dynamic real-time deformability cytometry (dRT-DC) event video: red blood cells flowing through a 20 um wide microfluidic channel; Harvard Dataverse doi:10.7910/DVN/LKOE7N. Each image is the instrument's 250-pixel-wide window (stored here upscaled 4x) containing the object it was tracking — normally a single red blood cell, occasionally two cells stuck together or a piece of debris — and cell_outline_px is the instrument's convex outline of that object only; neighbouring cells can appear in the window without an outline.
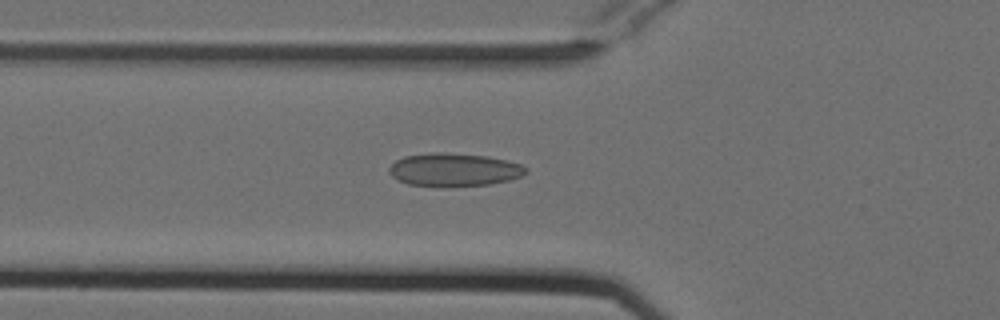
{"species": "Egyptian fruit bat (a non-hibernating species)", "species_latin": "Rousettus aegyptiacus", "temperature_condition": "cold", "stored_images_in_passage": 50, "camera_frame_rate_fps": 3000, "um_per_image_px": 0.085, "animal": {"sex": "female"}, "frame": {"image": 1, "passage_image": 16, "time_ms": 5.0, "image_size_px": [1000, 320], "cell_outline_px": [[528, 172], [520, 176], [508, 180], [488, 184], [408, 184], [392, 176], [388, 172], [388, 168], [396, 160], [404, 156], [432, 152], [440, 152], [488, 156], [508, 160], [520, 164]], "centroid_in_image_um": [38.58, 14.38], "position_along_channel_um": 87.2, "area_um2": 25.43}}
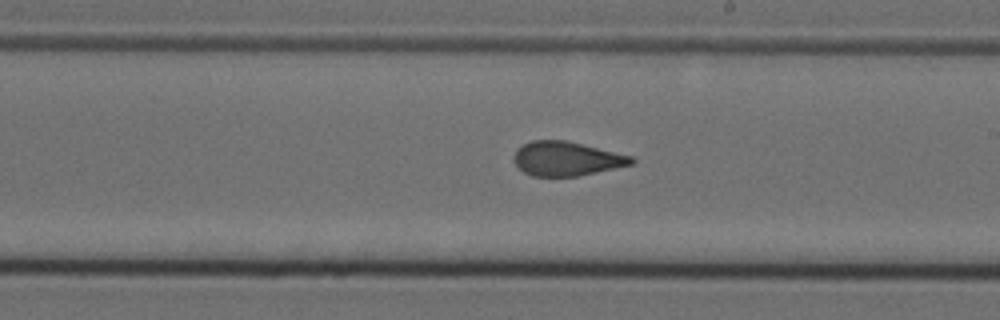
{"frame": {"image": 2, "passage_image": 28, "time_ms": 9.0, "image_size_px": [1000, 320], "cell_outline_px": [[636, 160], [632, 164], [596, 172], [576, 176], [532, 176], [524, 172], [512, 160], [512, 156], [516, 148], [532, 140], [564, 140], [632, 156]], "centroid_in_image_um": [48.1, 13.49], "position_along_channel_um": 240.9, "area_um2": 23.24}}
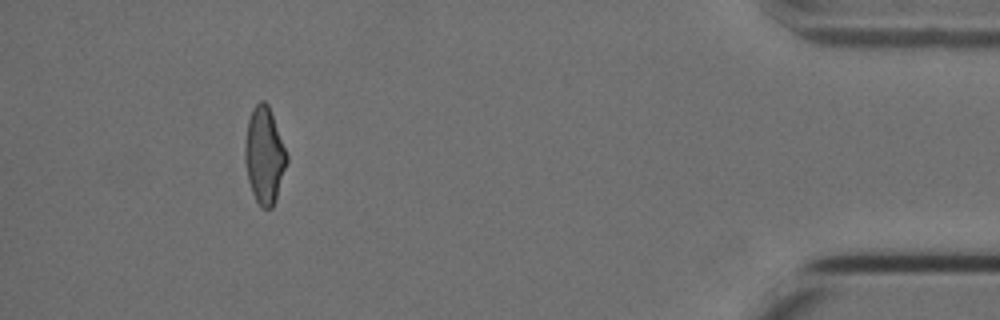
{"frame": {"image": 3, "passage_image": 46, "time_ms": 15.0, "image_size_px": [1000, 320], "cell_outline_px": [[288, 160], [276, 200], [272, 208], [264, 208], [256, 200], [252, 192], [248, 180], [244, 160], [244, 144], [248, 120], [252, 108], [260, 100], [264, 100], [268, 104], [288, 156]], "centroid_in_image_um": [22.46, 13.2], "position_along_channel_um": 412.7, "area_um2": 23.52}, "authors_computed_cell_mechanics": {"area_um2": 24.3916, "velocity_mm_per_s": 3.8255, "shape_relaxation_time_tau1_ms": 10.231, "shape_relaxation_time_tau2_ms": 1.3712, "deformation_change_tau1": 0.2024, "deformation_change_tau2": 0.0974}}